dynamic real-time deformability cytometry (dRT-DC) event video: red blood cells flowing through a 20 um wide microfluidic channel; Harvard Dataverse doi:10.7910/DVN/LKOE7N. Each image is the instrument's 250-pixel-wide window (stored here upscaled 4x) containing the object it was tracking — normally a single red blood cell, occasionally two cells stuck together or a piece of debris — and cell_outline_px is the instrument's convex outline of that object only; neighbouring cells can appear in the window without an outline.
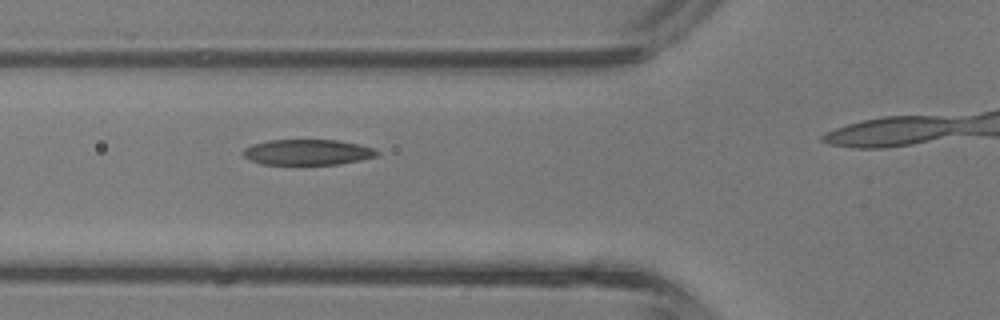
{"species": "common noctule bat (a hibernating species)", "species_latin": "Nyctalus noctula", "temperature_condition": "room temperature", "stored_images_in_passage": 16, "camera_frame_rate_fps": 3000, "um_per_image_px": 0.085, "animal": {"sex": "male", "body_mass_g": 13.3}, "frame": {"image": 1, "passage_image": 10, "time_ms": 3.0, "image_size_px": [1000, 320], "cell_outline_px": [[380, 152], [376, 156], [360, 160], [340, 164], [260, 164], [248, 160], [240, 152], [244, 148], [252, 144], [268, 140], [336, 140], [360, 144], [376, 148]], "centroid_in_image_um": [26.12, 12.93], "position_along_channel_um": 99.7, "area_um2": 20.17}}
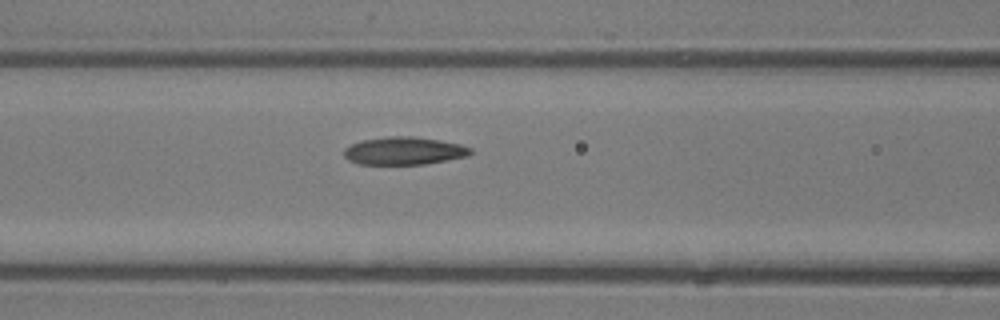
{"frame": {"image": 2, "passage_image": 12, "time_ms": 3.667, "image_size_px": [1000, 320], "cell_outline_px": [[472, 152], [468, 156], [424, 164], [356, 164], [348, 160], [344, 156], [344, 148], [352, 144], [364, 140], [388, 136], [412, 136], [440, 140], [460, 144], [472, 148]], "centroid_in_image_um": [34.34, 12.82], "position_along_channel_um": 132.3, "area_um2": 20.46}}
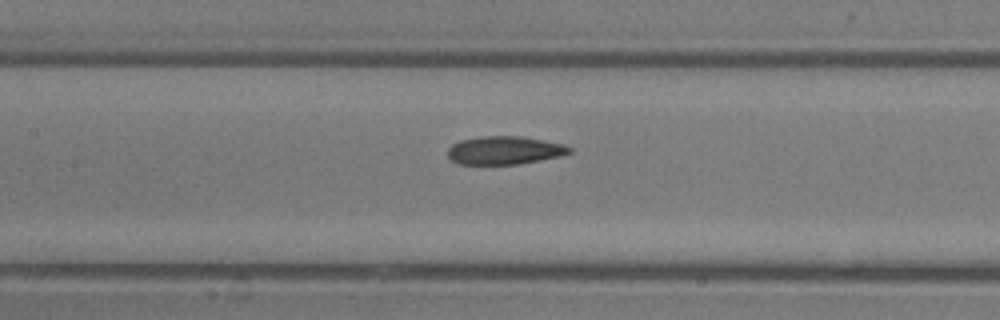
{"frame": {"image": 3, "passage_image": 14, "time_ms": 4.333, "image_size_px": [1000, 320], "cell_outline_px": [[572, 152], [560, 156], [520, 164], [456, 164], [448, 156], [448, 148], [452, 144], [460, 140], [480, 136], [520, 136], [564, 144], [572, 148]], "centroid_in_image_um": [42.87, 12.78], "position_along_channel_um": 164.5, "area_um2": 20.06}}